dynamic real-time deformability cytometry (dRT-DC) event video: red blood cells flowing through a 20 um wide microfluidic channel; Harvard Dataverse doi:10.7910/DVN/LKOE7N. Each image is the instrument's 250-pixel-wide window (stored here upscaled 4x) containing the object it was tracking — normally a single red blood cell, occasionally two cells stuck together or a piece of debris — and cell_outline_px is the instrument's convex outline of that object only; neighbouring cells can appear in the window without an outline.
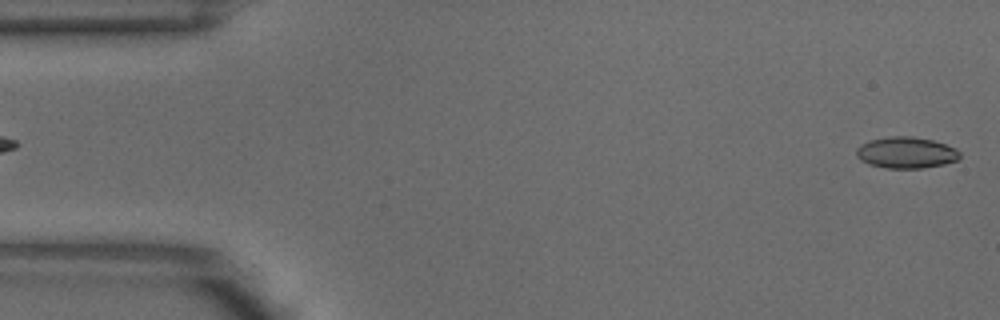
{"species": "common noctule bat (a hibernating species)", "species_latin": "Nyctalus noctula", "temperature_condition": "warm", "stored_images_in_passage": 4, "segment_of_instrument_passage": [2, 2], "camera_frame_rate_fps": 3000, "um_per_image_px": 0.085, "animal": {"sex": "male", "body_mass_g": 18.8}, "frame": {"image": 1, "passage_image": 4, "time_ms": 1.0, "image_size_px": [1000, 320], "cell_outline_px": [[960, 156], [956, 160], [944, 164], [920, 168], [888, 168], [872, 164], [860, 160], [856, 156], [856, 148], [860, 144], [868, 140], [892, 136], [912, 136], [932, 140], [956, 148], [960, 152]], "centroid_in_image_um": [77.0, 12.96], "position_along_channel_um": 8.0, "area_um2": 18.79}}